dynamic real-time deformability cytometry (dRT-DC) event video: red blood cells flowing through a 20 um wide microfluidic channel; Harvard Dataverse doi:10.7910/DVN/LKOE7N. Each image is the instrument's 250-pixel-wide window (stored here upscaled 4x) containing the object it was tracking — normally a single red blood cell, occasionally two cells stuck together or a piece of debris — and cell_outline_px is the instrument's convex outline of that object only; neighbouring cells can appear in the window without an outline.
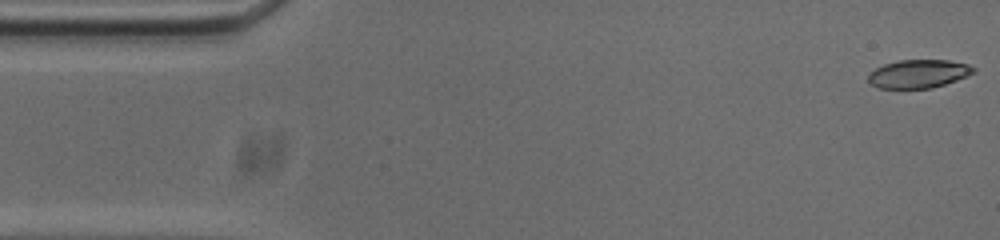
{"species": "common noctule bat (a hibernating species)", "species_latin": "Nyctalus noctula", "temperature_condition": "cold", "stored_images_in_passage": 53, "camera_frame_rate_fps": 3000, "um_per_image_px": 0.085, "animal": {"sex": "male", "body_mass_g": 20.0, "forearm_length_mm": 53.3}, "frame": {"image": 1, "passage_image": 1, "time_ms": 0.0, "image_size_px": [1000, 240], "cell_outline_px": [[976, 72], [956, 80], [932, 88], [876, 88], [868, 80], [868, 76], [876, 68], [884, 64], [900, 60], [948, 60], [968, 64], [976, 68]], "centroid_in_image_um": [78.09, 6.27], "position_along_channel_um": 6.9, "area_um2": 17.28}}
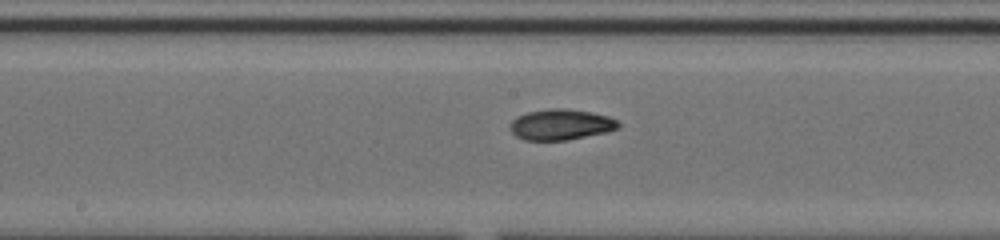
{"frame": {"image": 2, "passage_image": 26, "time_ms": 8.333, "image_size_px": [1000, 240], "cell_outline_px": [[620, 124], [616, 128], [608, 132], [568, 140], [524, 140], [516, 136], [512, 132], [508, 124], [516, 116], [528, 112], [548, 108], [568, 108], [592, 112], [608, 116], [616, 120]], "centroid_in_image_um": [47.65, 10.58], "position_along_channel_um": 200.6, "area_um2": 19.59}}
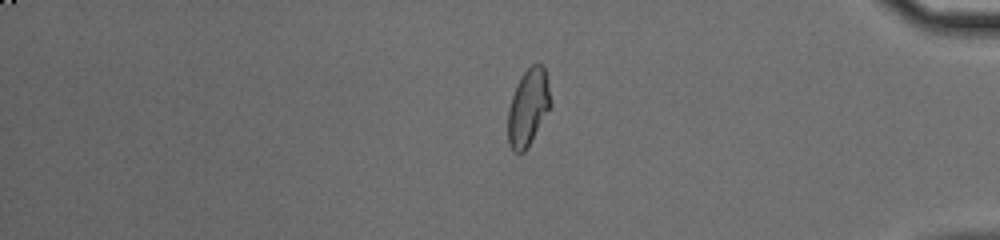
{"frame": {"image": 3, "passage_image": 44, "time_ms": 14.333, "image_size_px": [1000, 240], "cell_outline_px": [[552, 104], [524, 152], [512, 152], [508, 140], [508, 108], [512, 96], [524, 72], [532, 64], [540, 64], [544, 68]], "centroid_in_image_um": [44.88, 9.14], "position_along_channel_um": 390.3, "area_um2": 18.55}, "authors_computed_cell_mechanics": {"area_um2": 19.074, "velocity_mm_per_s": 3.7322, "shape_relaxation_time_tau1_ms": 5.0845, "shape_relaxation_time_tau2_ms": 3.278, "deformation_change_tau1": 0.179, "deformation_change_tau2": 0.0797}}